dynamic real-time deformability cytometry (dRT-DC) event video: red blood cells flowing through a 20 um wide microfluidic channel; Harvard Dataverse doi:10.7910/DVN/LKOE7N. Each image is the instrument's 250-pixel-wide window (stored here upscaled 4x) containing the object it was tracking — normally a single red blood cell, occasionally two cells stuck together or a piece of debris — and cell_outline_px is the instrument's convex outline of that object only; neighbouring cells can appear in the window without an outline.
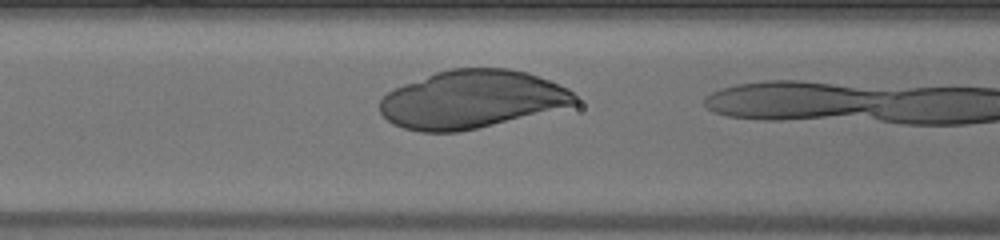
{"species": "human", "species_latin": "Homo sapiens", "temperature_condition": "warm", "stored_images_in_passage": 4, "camera_frame_rate_fps": 3000, "um_per_image_px": 0.085, "donor": {"sex": "male"}, "frame": {"image": 1, "passage_image": 3, "time_ms": 0.667, "image_size_px": [1000, 240], "cell_outline_px": [[580, 104], [460, 132], [420, 132], [404, 128], [392, 124], [380, 112], [380, 100], [388, 92], [404, 84], [436, 72], [452, 68], [508, 68], [528, 72], [568, 88], [580, 100]], "centroid_in_image_um": [40.12, 8.45], "position_along_channel_um": 126.5, "area_um2": 65.89}}